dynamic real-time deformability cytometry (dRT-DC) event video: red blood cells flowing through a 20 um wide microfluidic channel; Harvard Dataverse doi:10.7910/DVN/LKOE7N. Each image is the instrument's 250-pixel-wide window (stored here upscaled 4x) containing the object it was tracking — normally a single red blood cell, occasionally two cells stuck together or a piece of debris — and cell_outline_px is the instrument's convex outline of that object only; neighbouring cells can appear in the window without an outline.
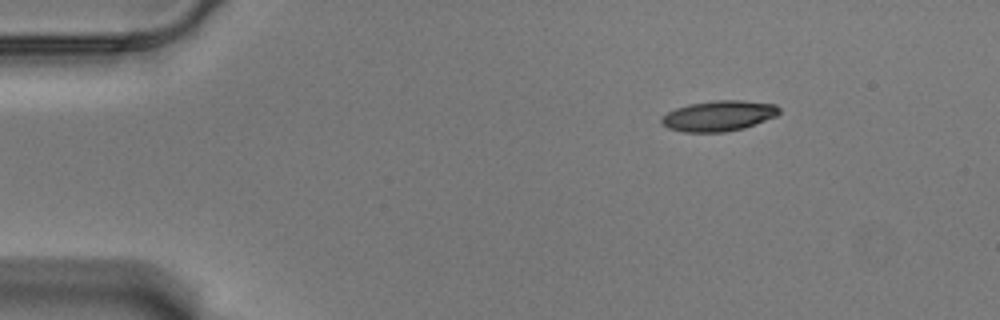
{"species": "Egyptian fruit bat (a non-hibernating species)", "species_latin": "Rousettus aegyptiacus", "temperature_condition": "warm", "stored_images_in_passage": 50, "camera_frame_rate_fps": 3000, "um_per_image_px": 0.085, "animal": {"sex": "male"}, "frame": {"image": 1, "passage_image": 1, "time_ms": 0.0, "image_size_px": [1000, 320], "cell_outline_px": [[780, 112], [776, 116], [744, 128], [724, 132], [684, 132], [668, 128], [660, 120], [668, 112], [676, 108], [688, 104], [716, 100], [744, 100], [776, 104], [780, 108]], "centroid_in_image_um": [61.12, 9.84], "position_along_channel_um": 23.9, "area_um2": 20.87}}
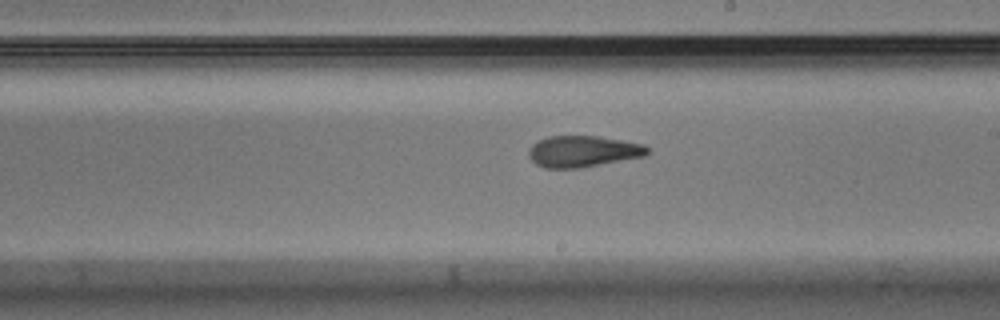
{"frame": {"image": 2, "passage_image": 26, "time_ms": 8.333, "image_size_px": [1000, 320], "cell_outline_px": [[652, 152], [644, 156], [580, 168], [544, 168], [536, 164], [528, 156], [528, 148], [536, 140], [548, 136], [600, 136], [644, 144]], "centroid_in_image_um": [49.53, 12.86], "position_along_channel_um": 239.5, "area_um2": 21.91}}
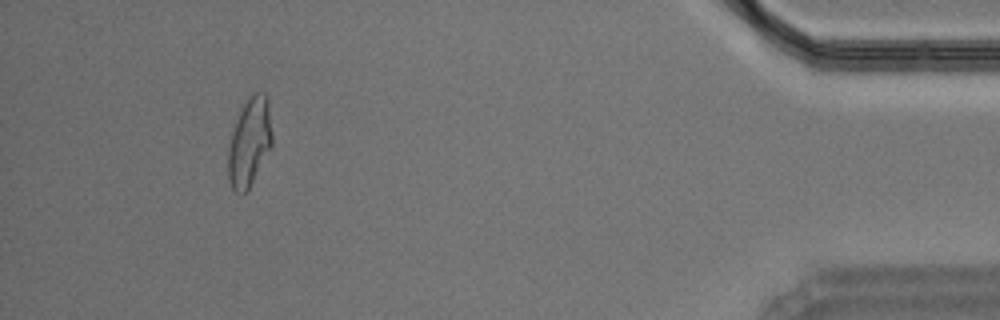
{"frame": {"image": 3, "passage_image": 46, "time_ms": 15.0, "image_size_px": [1000, 320], "cell_outline_px": [[272, 144], [248, 188], [244, 192], [236, 192], [232, 188], [228, 180], [228, 148], [232, 132], [240, 112], [248, 96], [256, 92], [264, 92], [268, 96], [272, 132]], "centroid_in_image_um": [21.21, 12.02], "position_along_channel_um": 414.0, "area_um2": 22.31}, "authors_computed_cell_mechanics": {"area_um2": 21.7906, "velocity_mm_per_s": 3.5277, "shape_relaxation_time_tau1_ms": null, "shape_relaxation_time_tau2_ms": 3.2648, "deformation_change_tau1": null, "deformation_change_tau2": 0.1147}}